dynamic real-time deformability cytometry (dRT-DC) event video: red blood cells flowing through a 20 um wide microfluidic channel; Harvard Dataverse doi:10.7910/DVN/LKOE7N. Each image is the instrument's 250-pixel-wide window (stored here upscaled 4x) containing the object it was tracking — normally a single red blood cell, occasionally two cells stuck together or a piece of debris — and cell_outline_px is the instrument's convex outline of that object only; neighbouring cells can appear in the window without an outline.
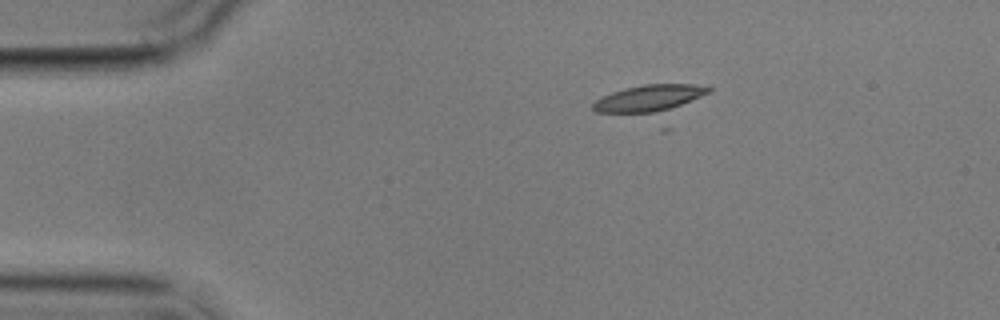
{"species": "common noctule bat (a hibernating species)", "species_latin": "Nyctalus noctula", "temperature_condition": "cold", "stored_images_in_passage": 6, "camera_frame_rate_fps": 3000, "um_per_image_px": 0.085, "animal": {"sex": "male", "body_mass_g": 17.9}, "frame": {"image": 1, "passage_image": 1, "time_ms": 0.0, "image_size_px": [1000, 320], "cell_outline_px": [[712, 92], [660, 112], [596, 112], [592, 108], [592, 104], [600, 96], [624, 88], [644, 84], [692, 84], [712, 88]], "centroid_in_image_um": [55.15, 8.32], "position_along_channel_um": 29.8, "area_um2": 17.57}}
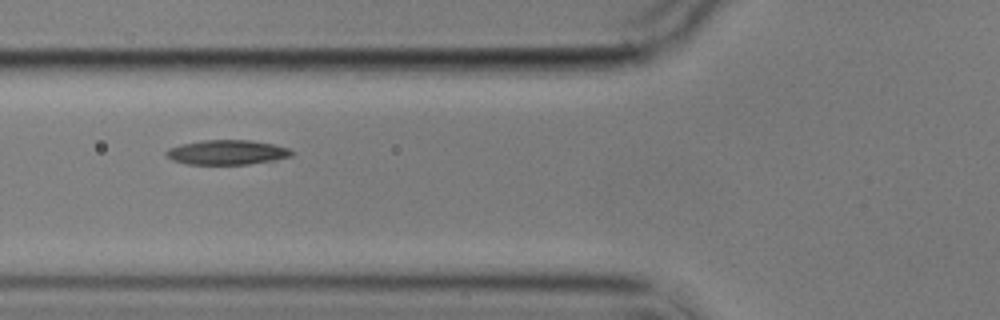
{"frame": {"image": 2, "passage_image": 4, "time_ms": 3.667, "image_size_px": [1000, 320], "cell_outline_px": [[296, 152], [292, 156], [276, 160], [248, 164], [188, 164], [172, 160], [164, 152], [168, 148], [180, 144], [204, 140], [248, 140], [272, 144], [288, 148]], "centroid_in_image_um": [19.31, 12.95], "position_along_channel_um": 106.5, "area_um2": 18.03}}
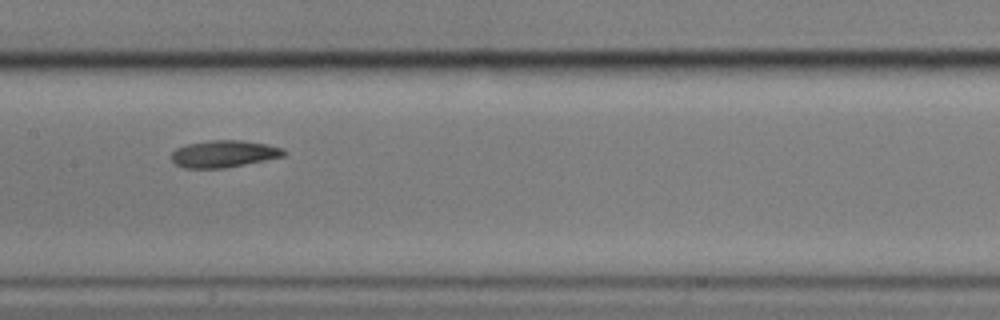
{"frame": {"image": 3, "passage_image": 6, "time_ms": 6.0, "image_size_px": [1000, 320], "cell_outline_px": [[288, 152], [284, 156], [224, 168], [184, 168], [176, 164], [172, 160], [172, 152], [176, 148], [188, 144], [212, 140], [240, 140], [264, 144], [284, 148]], "centroid_in_image_um": [19.03, 13.07], "position_along_channel_um": 188.4, "area_um2": 17.51}}